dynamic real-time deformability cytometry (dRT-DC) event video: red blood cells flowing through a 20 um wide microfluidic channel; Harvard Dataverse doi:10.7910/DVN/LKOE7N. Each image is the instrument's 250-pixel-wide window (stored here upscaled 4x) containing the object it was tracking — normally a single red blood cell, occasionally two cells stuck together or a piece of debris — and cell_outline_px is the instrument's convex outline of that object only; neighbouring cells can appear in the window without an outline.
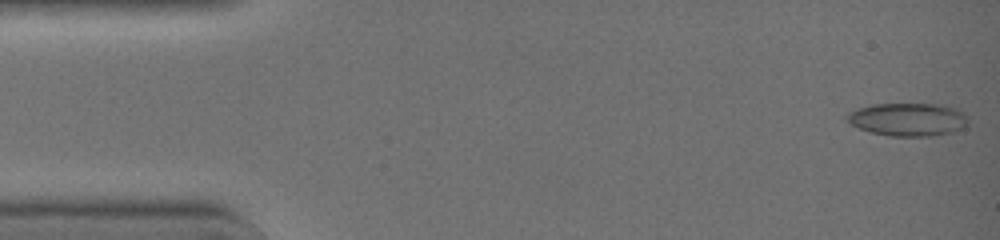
{"species": "common noctule bat (a hibernating species)", "species_latin": "Nyctalus noctula", "temperature_condition": "warm", "stored_images_in_passage": 43, "camera_frame_rate_fps": 3000, "um_per_image_px": 0.085, "animal": {"sex": "female", "body_mass_g": 19.0, "forearm_length_mm": 51.5}, "frame": {"image": 1, "passage_image": 1, "time_ms": 0.0, "image_size_px": [1000, 240], "cell_outline_px": [[964, 124], [960, 128], [948, 132], [928, 136], [892, 136], [872, 132], [860, 128], [852, 124], [848, 120], [848, 116], [852, 112], [860, 108], [872, 104], [936, 104], [952, 108], [960, 112], [964, 116]], "centroid_in_image_um": [77.11, 10.15], "position_along_channel_um": 7.9, "area_um2": 22.25}}
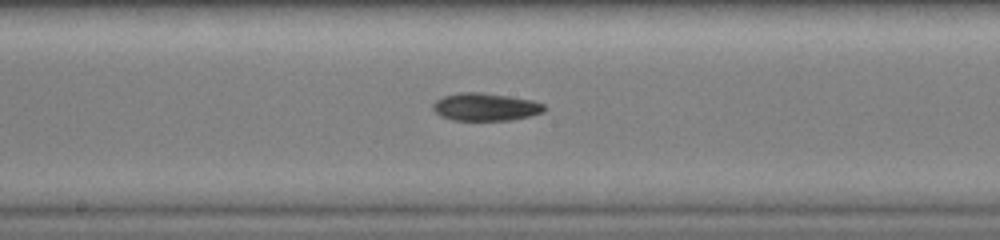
{"frame": {"image": 2, "passage_image": 23, "time_ms": 7.333, "image_size_px": [1000, 240], "cell_outline_px": [[544, 108], [540, 112], [528, 116], [508, 120], [452, 120], [440, 116], [432, 108], [432, 104], [436, 100], [444, 96], [460, 92], [480, 92], [508, 96], [532, 100], [544, 104]], "centroid_in_image_um": [41.2, 9.08], "position_along_channel_um": 207.0, "area_um2": 17.74}}
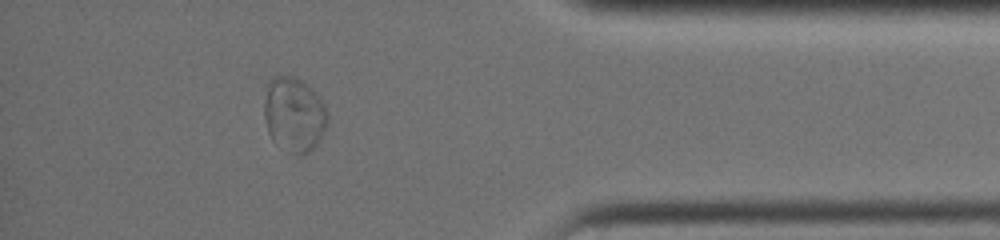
{"frame": {"image": 3, "passage_image": 38, "time_ms": 12.333, "image_size_px": [1000, 240], "cell_outline_px": [[328, 124], [320, 140], [308, 152], [300, 156], [296, 156], [288, 152], [272, 140], [268, 132], [264, 116], [264, 100], [268, 84], [272, 76], [292, 76], [300, 80], [312, 88], [316, 92], [324, 104], [328, 116]], "centroid_in_image_um": [25.0, 9.75], "position_along_channel_um": 410.2, "area_um2": 27.8}, "authors_computed_cell_mechanics": {"area_um2": 19.074, "velocity_mm_per_s": 4.4559, "shape_relaxation_time_tau1_ms": 4.4287, "shape_relaxation_time_tau2_ms": 4.5265, "deformation_change_tau1": 0.1457, "deformation_change_tau2": 0.0746}}